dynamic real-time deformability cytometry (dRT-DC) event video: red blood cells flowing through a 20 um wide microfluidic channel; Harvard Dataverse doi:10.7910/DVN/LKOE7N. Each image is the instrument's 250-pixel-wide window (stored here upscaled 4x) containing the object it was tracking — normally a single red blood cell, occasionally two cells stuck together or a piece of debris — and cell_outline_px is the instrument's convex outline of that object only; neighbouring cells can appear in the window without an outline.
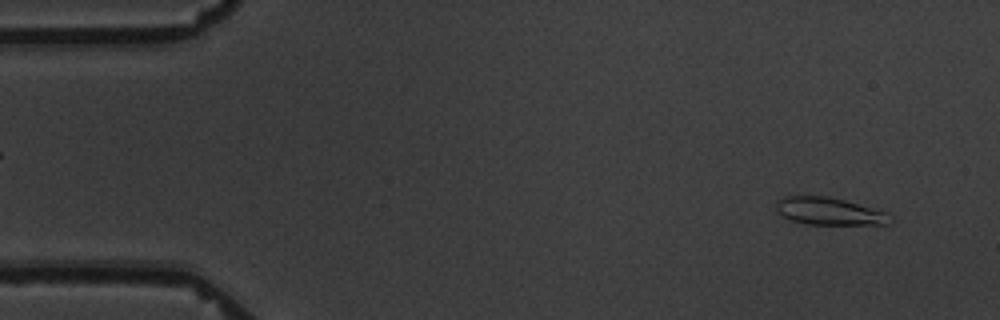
{"species": "common noctule bat (a hibernating species)", "species_latin": "Nyctalus noctula", "temperature_condition": "warm", "stored_images_in_passage": 14, "camera_frame_rate_fps": 3000, "um_per_image_px": 0.085, "animal": {"sex": "male", "body_mass_g": 19.5, "forearm_length_mm": 54.6}, "frame": {"image": 1, "passage_image": 1, "time_ms": 0.0, "image_size_px": [1000, 320], "cell_outline_px": [[892, 220], [888, 224], [808, 224], [792, 220], [776, 212], [776, 200], [784, 196], [824, 196], [844, 200], [884, 212], [892, 216]], "centroid_in_image_um": [70.43, 17.95], "position_along_channel_um": 14.6, "area_um2": 17.92}}
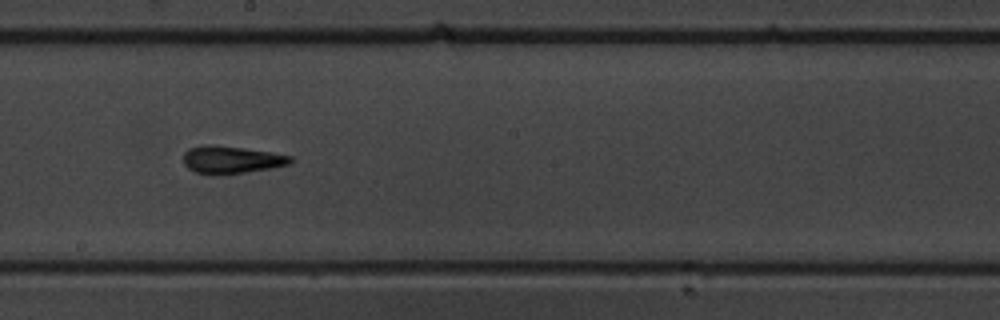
{"frame": {"image": 2, "passage_image": 8, "time_ms": 9.333, "image_size_px": [1000, 320], "cell_outline_px": [[292, 164], [244, 172], [196, 172], [188, 168], [184, 164], [184, 152], [188, 148], [204, 144], [212, 144], [244, 148], [272, 152], [292, 156]], "centroid_in_image_um": [19.68, 13.52], "position_along_channel_um": 228.5, "area_um2": 16.65}}
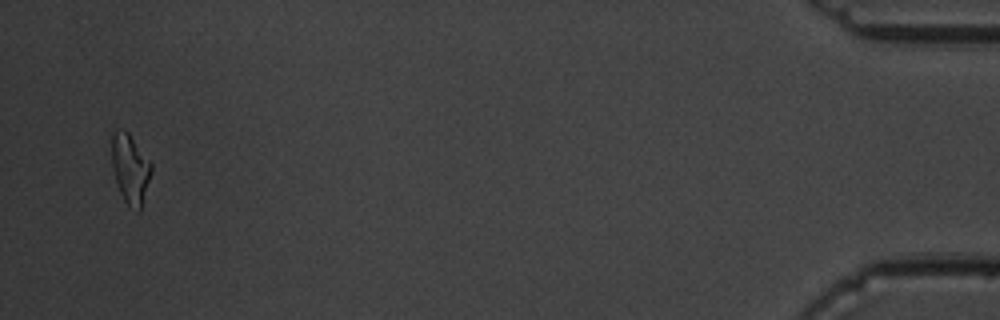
{"frame": {"image": 3, "passage_image": 14, "time_ms": 17.667, "image_size_px": [1000, 320], "cell_outline_px": [[152, 172], [140, 212], [136, 212], [124, 200], [120, 192], [112, 168], [112, 132], [116, 128], [124, 128], [128, 132], [152, 164]], "centroid_in_image_um": [11.07, 14.33], "position_along_channel_um": 424.1, "area_um2": 16.13}, "authors_computed_cell_mechanics": {"area_um2": 16.5019, "velocity_mm_per_s": 3.4013, "shape_relaxation_time_tau1_ms": 7.089, "shape_relaxation_time_tau2_ms": 8.453, "deformation_change_tau1": 0.2271, "deformation_change_tau2": 0.1979}}